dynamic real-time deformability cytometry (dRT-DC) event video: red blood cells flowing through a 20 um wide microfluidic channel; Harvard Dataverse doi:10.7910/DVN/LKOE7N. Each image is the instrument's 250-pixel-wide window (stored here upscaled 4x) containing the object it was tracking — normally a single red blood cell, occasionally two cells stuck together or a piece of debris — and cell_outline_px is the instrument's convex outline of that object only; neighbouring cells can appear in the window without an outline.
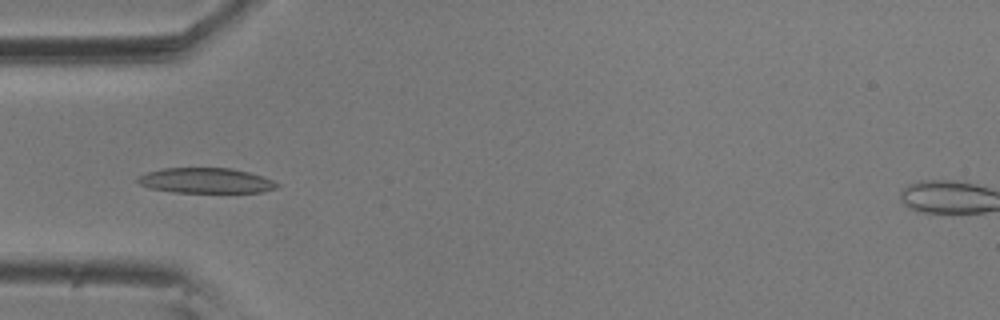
{"species": "common noctule bat (a hibernating species)", "species_latin": "Nyctalus noctula", "temperature_condition": "room temperature", "stored_images_in_passage": 8, "camera_frame_rate_fps": 3000, "um_per_image_px": 0.085, "animal": {"sex": "male", "body_mass_g": 20.5, "forearm_length_mm": 52.5}, "frame": {"image": 1, "passage_image": 5, "time_ms": 1.333, "image_size_px": [1000, 320], "cell_outline_px": [[280, 184], [276, 188], [264, 192], [172, 192], [152, 188], [140, 184], [136, 180], [140, 176], [148, 172], [164, 168], [232, 168], [248, 172], [272, 180]], "centroid_in_image_um": [17.52, 15.35], "position_along_channel_um": 67.5, "area_um2": 20.23}}
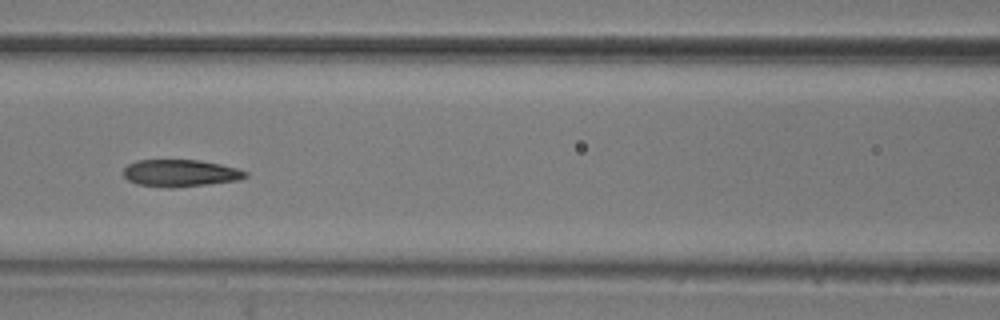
{"frame": {"image": 2, "passage_image": 7, "time_ms": 2.0, "image_size_px": [1000, 320], "cell_outline_px": [[248, 176], [240, 180], [208, 184], [172, 188], [168, 188], [136, 184], [128, 180], [124, 176], [124, 168], [128, 164], [136, 160], [200, 160], [220, 164], [236, 168], [248, 172]], "centroid_in_image_um": [15.33, 14.72], "position_along_channel_um": 151.3, "area_um2": 19.36}}
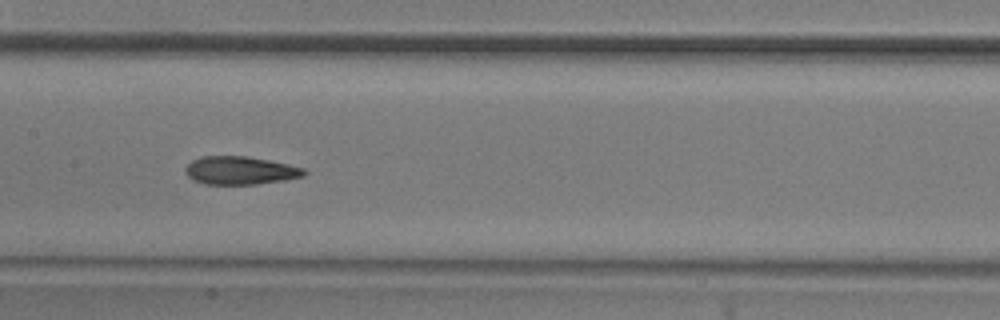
{"frame": {"image": 3, "passage_image": 8, "time_ms": 2.333, "image_size_px": [1000, 320], "cell_outline_px": [[308, 172], [304, 176], [284, 180], [256, 184], [204, 184], [192, 180], [184, 172], [184, 168], [192, 160], [200, 156], [248, 156], [288, 164], [304, 168]], "centroid_in_image_um": [20.4, 14.49], "position_along_channel_um": 187.0, "area_um2": 19.59}}